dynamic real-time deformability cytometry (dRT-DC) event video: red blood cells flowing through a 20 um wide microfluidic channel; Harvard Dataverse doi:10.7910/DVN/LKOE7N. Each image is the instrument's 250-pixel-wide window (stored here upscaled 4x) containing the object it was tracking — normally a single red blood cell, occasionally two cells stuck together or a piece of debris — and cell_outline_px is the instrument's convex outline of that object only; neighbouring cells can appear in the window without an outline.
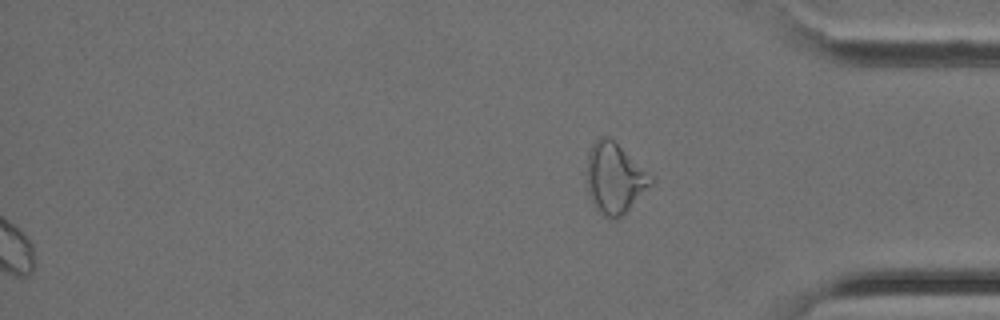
{"species": "Egyptian fruit bat (a non-hibernating species)", "species_latin": "Rousettus aegyptiacus", "temperature_condition": "cold", "stored_images_in_passage": 33, "segment_of_instrument_passage": [2, 2], "camera_frame_rate_fps": 3000, "um_per_image_px": 0.085, "animal": {"sex": "female"}, "frame": {"image": 1, "passage_image": 33, "time_ms": 10.667, "image_size_px": [1000, 320], "cell_outline_px": [[656, 180], [628, 212], [616, 220], [608, 220], [596, 208], [588, 192], [588, 152], [592, 144], [600, 136], [608, 136], [648, 172]], "centroid_in_image_um": [52.27, 15.2], "position_along_channel_um": 382.9, "area_um2": 26.3}}